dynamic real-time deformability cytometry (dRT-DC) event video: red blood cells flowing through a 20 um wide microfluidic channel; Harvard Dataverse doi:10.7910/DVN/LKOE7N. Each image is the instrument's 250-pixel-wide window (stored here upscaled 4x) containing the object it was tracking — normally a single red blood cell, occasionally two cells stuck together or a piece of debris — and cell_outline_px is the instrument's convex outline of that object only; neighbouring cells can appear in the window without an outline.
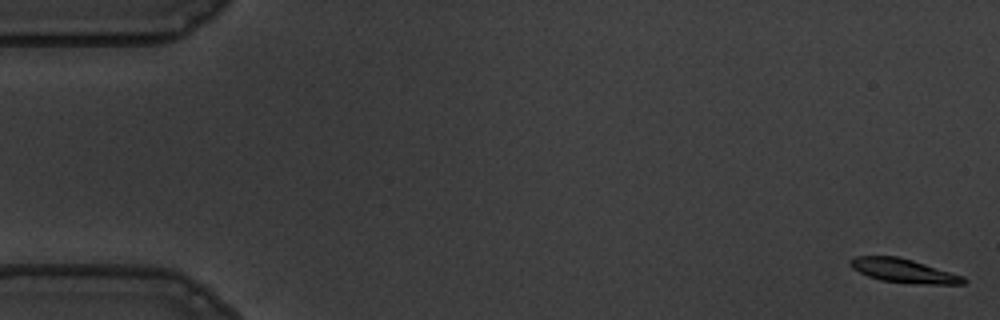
{"species": "common noctule bat (a hibernating species)", "species_latin": "Nyctalus noctula", "temperature_condition": "warm", "stored_images_in_passage": 56, "camera_frame_rate_fps": 3000, "um_per_image_px": 0.085, "animal": {"sex": "male", "body_mass_g": 19.5, "forearm_length_mm": 54.6}, "frame": {"image": 1, "passage_image": 1, "time_ms": 0.0, "image_size_px": [1000, 320], "cell_outline_px": [[968, 280], [964, 284], [916, 284], [880, 280], [868, 276], [852, 268], [848, 264], [848, 260], [856, 256], [900, 256], [964, 276]], "centroid_in_image_um": [76.81, 23.01], "position_along_channel_um": 8.2, "area_um2": 15.9}}
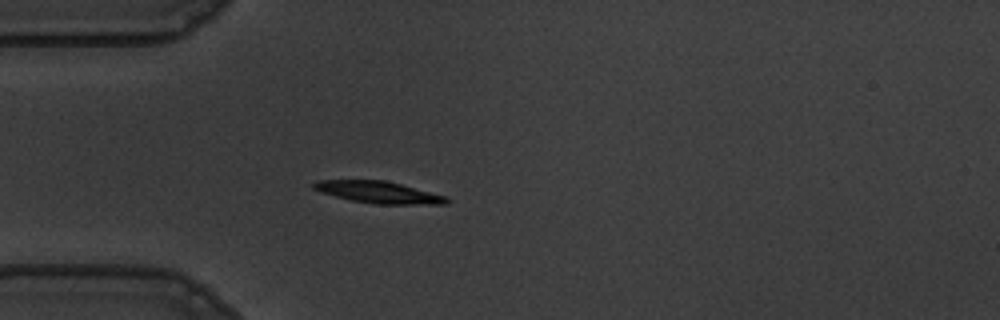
{"frame": {"image": 2, "passage_image": 16, "time_ms": 5.0, "image_size_px": [1000, 320], "cell_outline_px": [[452, 200], [448, 204], [376, 204], [352, 200], [320, 192], [312, 188], [312, 184], [316, 180], [384, 180], [448, 196]], "centroid_in_image_um": [32.22, 16.34], "position_along_channel_um": 52.8, "area_um2": 16.94}}
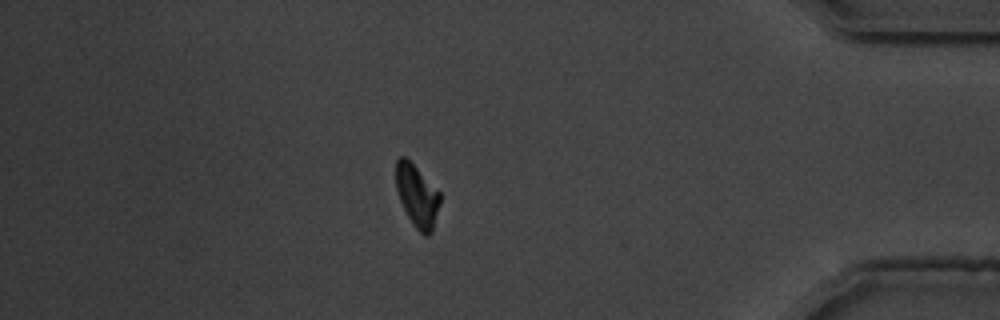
{"frame": {"image": 3, "passage_image": 49, "time_ms": 16.0, "image_size_px": [1000, 320], "cell_outline_px": [[440, 204], [432, 232], [428, 236], [424, 236], [416, 228], [408, 216], [400, 200], [396, 188], [396, 160], [400, 156], [404, 156], [440, 192]], "centroid_in_image_um": [35.46, 16.67], "position_along_channel_um": 399.7, "area_um2": 15.72}, "authors_computed_cell_mechanics": {"area_um2": 16.8198, "velocity_mm_per_s": 3.5689, "shape_relaxation_time_tau1_ms": 2.4857, "shape_relaxation_time_tau2_ms": null, "deformation_change_tau1": 0.1108, "deformation_change_tau2": null}}